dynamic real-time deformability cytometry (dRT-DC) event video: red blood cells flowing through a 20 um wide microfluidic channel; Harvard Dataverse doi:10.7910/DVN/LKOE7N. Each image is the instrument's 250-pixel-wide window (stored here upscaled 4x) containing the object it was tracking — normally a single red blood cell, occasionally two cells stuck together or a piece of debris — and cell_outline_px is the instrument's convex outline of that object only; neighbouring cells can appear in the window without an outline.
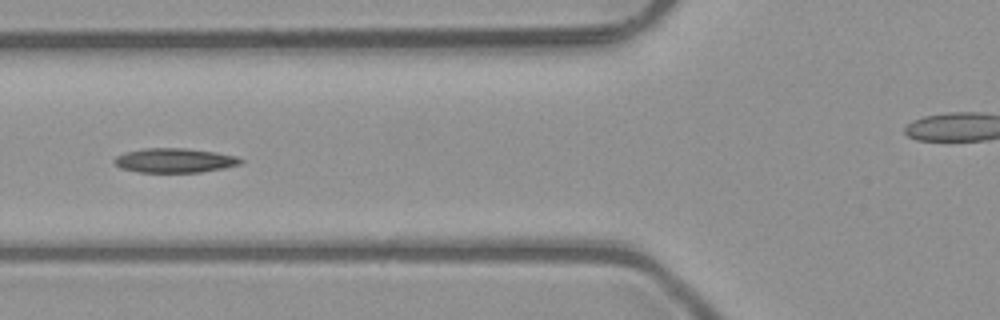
{"species": "common noctule bat (a hibernating species)", "species_latin": "Nyctalus noctula", "temperature_condition": "room temperature", "stored_images_in_passage": 7, "camera_frame_rate_fps": 3000, "um_per_image_px": 0.085, "animal": {"sex": "male", "body_mass_g": 23.1, "forearm_length_mm": 52.7}, "frame": {"image": 1, "passage_image": 6, "time_ms": 1.667, "image_size_px": [1000, 320], "cell_outline_px": [[244, 160], [240, 164], [224, 168], [200, 172], [140, 172], [120, 168], [112, 160], [116, 156], [124, 152], [144, 148], [184, 148], [216, 152], [236, 156]], "centroid_in_image_um": [14.82, 13.63], "position_along_channel_um": 111.0, "area_um2": 17.98}}
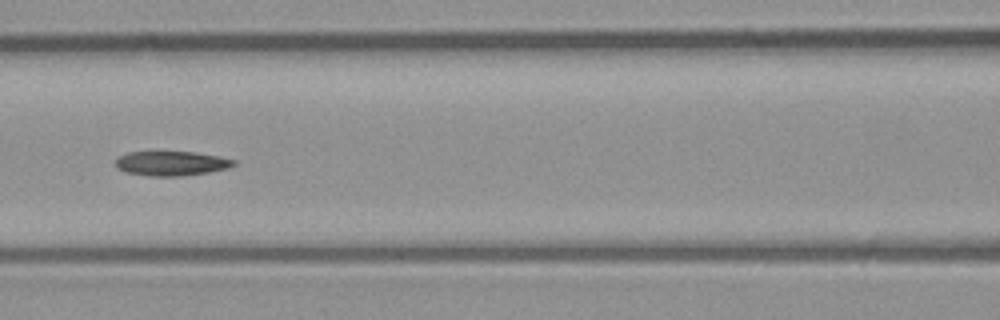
{"frame": {"image": 2, "passage_image": 7, "time_ms": 2.0, "image_size_px": [1000, 320], "cell_outline_px": [[236, 164], [228, 168], [208, 172], [180, 176], [152, 176], [128, 172], [116, 168], [116, 156], [128, 152], [192, 152], [220, 156], [236, 160]], "centroid_in_image_um": [14.57, 13.88], "position_along_channel_um": 152.0, "area_um2": 16.82}}